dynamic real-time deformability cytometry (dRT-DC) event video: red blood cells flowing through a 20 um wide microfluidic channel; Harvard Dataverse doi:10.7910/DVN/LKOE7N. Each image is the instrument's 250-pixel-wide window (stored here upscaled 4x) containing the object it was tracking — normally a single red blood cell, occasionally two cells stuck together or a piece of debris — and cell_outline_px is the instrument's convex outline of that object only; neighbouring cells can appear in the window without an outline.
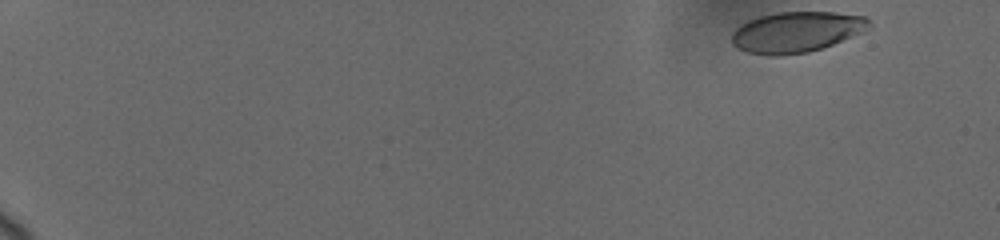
{"species": "human", "species_latin": "Homo sapiens", "temperature_condition": "cold", "stored_images_in_passage": 9, "camera_frame_rate_fps": 3000, "um_per_image_px": 0.085, "donor": {"sex": "female"}, "frame": {"image": 1, "passage_image": 1, "time_ms": 0.0, "image_size_px": [1000, 240], "cell_outline_px": [[872, 28], [864, 32], [832, 44], [808, 52], [780, 56], [768, 56], [748, 52], [732, 44], [732, 32], [740, 24], [748, 20], [760, 16], [776, 12], [832, 12], [864, 16], [868, 20]], "centroid_in_image_um": [67.7, 2.72], "position_along_channel_um": 17.3, "area_um2": 32.6}}
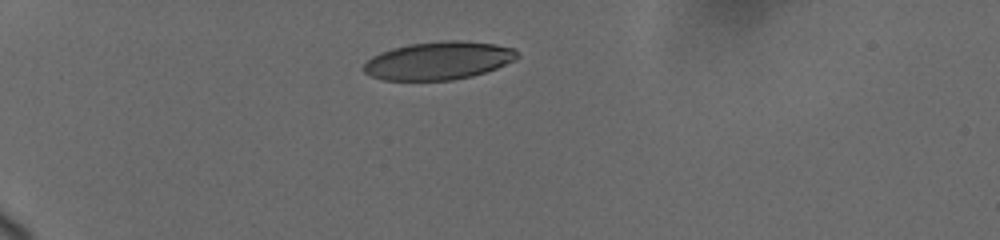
{"frame": {"image": 2, "passage_image": 6, "time_ms": 4.333, "image_size_px": [1000, 240], "cell_outline_px": [[520, 56], [516, 60], [496, 68], [472, 76], [452, 80], [384, 80], [372, 76], [364, 72], [364, 64], [372, 56], [380, 52], [392, 48], [408, 44], [444, 40], [460, 40], [496, 44], [516, 48]], "centroid_in_image_um": [37.31, 5.14], "position_along_channel_um": 47.7, "area_um2": 34.16}}
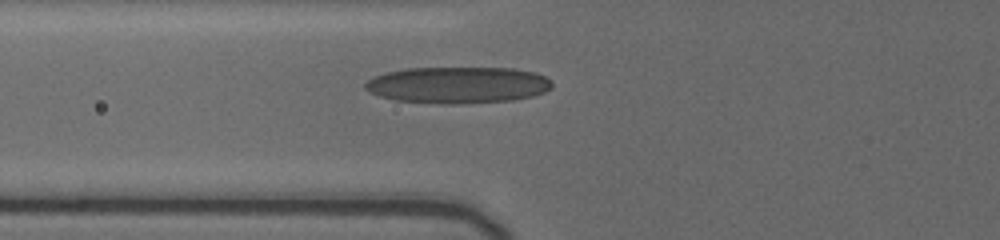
{"frame": {"image": 3, "passage_image": 9, "time_ms": 6.667, "image_size_px": [1000, 240], "cell_outline_px": [[552, 88], [544, 92], [532, 96], [512, 100], [452, 104], [440, 104], [392, 100], [368, 92], [364, 88], [364, 84], [372, 76], [384, 72], [408, 68], [512, 68], [536, 72], [552, 80]], "centroid_in_image_um": [38.88, 7.22], "position_along_channel_um": 86.9, "area_um2": 40.17}}